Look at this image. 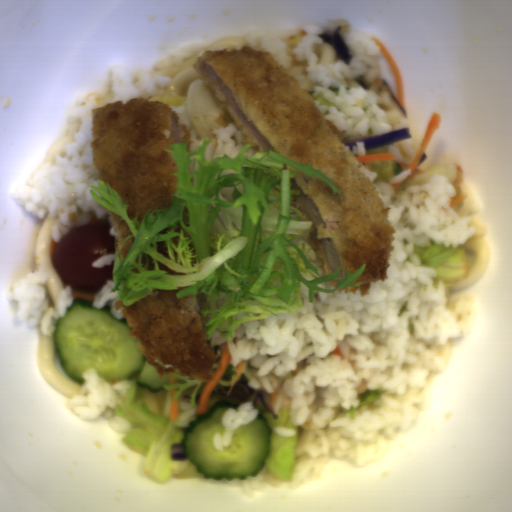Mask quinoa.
I'll use <instances>...</instances> for the list:
<instances>
[{
  "instance_id": "quinoa-1",
  "label": "quinoa",
  "mask_w": 512,
  "mask_h": 512,
  "mask_svg": "<svg viewBox=\"0 0 512 512\" xmlns=\"http://www.w3.org/2000/svg\"><path fill=\"white\" fill-rule=\"evenodd\" d=\"M369 90L376 91L378 97L377 106L389 119L391 131L399 128L403 124L404 115L399 110L388 91L375 80L370 84Z\"/></svg>"
},
{
  "instance_id": "quinoa-2",
  "label": "quinoa",
  "mask_w": 512,
  "mask_h": 512,
  "mask_svg": "<svg viewBox=\"0 0 512 512\" xmlns=\"http://www.w3.org/2000/svg\"><path fill=\"white\" fill-rule=\"evenodd\" d=\"M314 52L317 54V63L320 66H332L338 60L336 50L333 46L322 40L321 43L315 44Z\"/></svg>"
},
{
  "instance_id": "quinoa-3",
  "label": "quinoa",
  "mask_w": 512,
  "mask_h": 512,
  "mask_svg": "<svg viewBox=\"0 0 512 512\" xmlns=\"http://www.w3.org/2000/svg\"><path fill=\"white\" fill-rule=\"evenodd\" d=\"M337 28H340L339 32L342 39L346 33L352 31L349 20L346 19H330L326 27L323 29L324 32L332 34Z\"/></svg>"
}]
</instances>
